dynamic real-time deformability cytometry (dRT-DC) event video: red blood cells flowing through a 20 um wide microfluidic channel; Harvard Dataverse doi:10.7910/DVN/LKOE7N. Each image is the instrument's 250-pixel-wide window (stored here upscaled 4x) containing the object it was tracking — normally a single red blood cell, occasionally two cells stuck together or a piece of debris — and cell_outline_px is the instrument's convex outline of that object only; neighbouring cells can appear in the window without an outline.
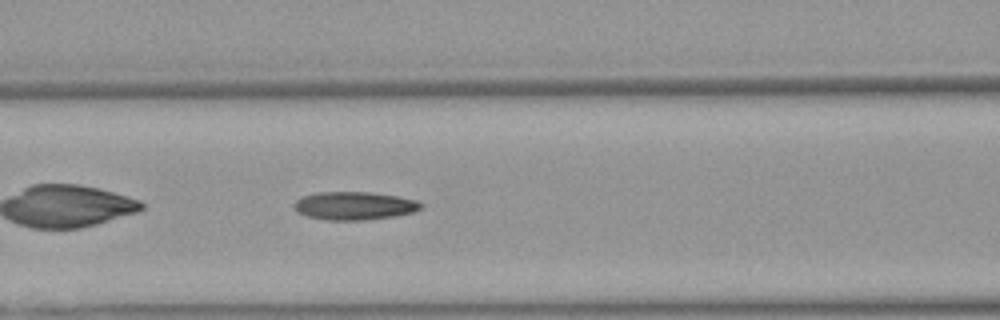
{"species": "Egyptian fruit bat (a non-hibernating species)", "species_latin": "Rousettus aegyptiacus", "temperature_condition": "warm", "stored_images_in_passage": 37, "camera_frame_rate_fps": 3000, "um_per_image_px": 0.085, "animal": {"sex": "female"}, "frame": {"image": 1, "passage_image": 7, "time_ms": 2.0, "image_size_px": [1000, 320], "cell_outline_px": [[424, 204], [420, 208], [412, 212], [396, 216], [368, 220], [328, 220], [308, 216], [296, 212], [292, 204], [300, 196], [316, 192], [372, 192], [396, 196], [416, 200]], "centroid_in_image_um": [30.08, 17.48], "position_along_channel_um": 136.5, "area_um2": 20.98}}
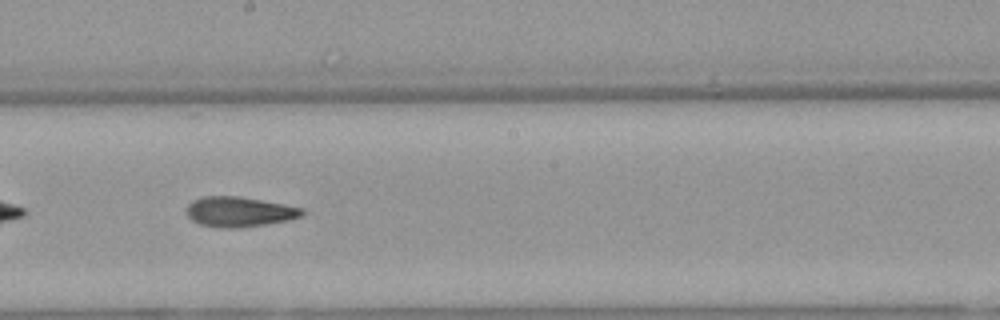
{"frame": {"image": 2, "passage_image": 14, "time_ms": 4.333, "image_size_px": [1000, 320], "cell_outline_px": [[304, 216], [292, 220], [240, 228], [216, 228], [200, 224], [192, 220], [188, 216], [188, 204], [192, 200], [200, 196], [236, 196], [284, 204], [304, 208]], "centroid_in_image_um": [20.37, 18.01], "position_along_channel_um": 227.8, "area_um2": 20.46}}
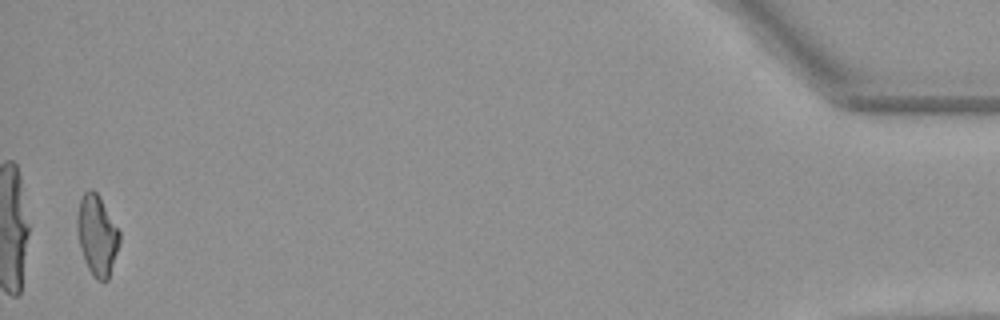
{"frame": {"image": 3, "passage_image": 36, "time_ms": 11.667, "image_size_px": [1000, 320], "cell_outline_px": [[120, 240], [108, 280], [96, 280], [92, 276], [84, 260], [80, 248], [76, 228], [76, 216], [80, 200], [84, 192], [92, 188], [96, 192], [120, 232]], "centroid_in_image_um": [8.22, 20.01], "position_along_channel_um": 427.0, "area_um2": 19.65}, "authors_computed_cell_mechanics": {"area_um2": 19.8832, "velocity_mm_per_s": 3.9326, "shape_relaxation_time_tau1_ms": null, "shape_relaxation_time_tau2_ms": 2.7557, "deformation_change_tau1": null, "deformation_change_tau2": 0.1263}}